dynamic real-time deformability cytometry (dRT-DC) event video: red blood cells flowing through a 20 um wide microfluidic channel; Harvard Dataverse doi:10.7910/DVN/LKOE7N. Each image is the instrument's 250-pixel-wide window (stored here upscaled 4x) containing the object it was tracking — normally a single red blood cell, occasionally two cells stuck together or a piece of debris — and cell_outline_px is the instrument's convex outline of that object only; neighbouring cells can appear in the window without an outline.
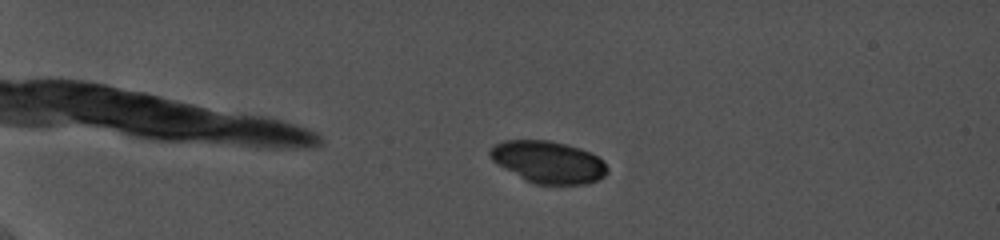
{"species": "common noctule bat (a hibernating species)", "species_latin": "Nyctalus noctula", "temperature_condition": "cold", "stored_images_in_passage": 11, "camera_frame_rate_fps": 5000, "um_per_image_px": 0.085, "animal": {"sex": "female", "body_mass_g": 19.0, "forearm_length_mm": 56.7}, "frame": {"image": 1, "passage_image": 7, "time_ms": 4.0, "image_size_px": [1000, 240], "cell_outline_px": [[608, 172], [604, 176], [588, 184], [536, 184], [504, 168], [492, 160], [488, 156], [488, 152], [496, 144], [504, 140], [548, 140], [580, 148], [604, 160], [608, 168]], "centroid_in_image_um": [46.62, 13.77], "position_along_channel_um": 38.4, "area_um2": 28.44}}